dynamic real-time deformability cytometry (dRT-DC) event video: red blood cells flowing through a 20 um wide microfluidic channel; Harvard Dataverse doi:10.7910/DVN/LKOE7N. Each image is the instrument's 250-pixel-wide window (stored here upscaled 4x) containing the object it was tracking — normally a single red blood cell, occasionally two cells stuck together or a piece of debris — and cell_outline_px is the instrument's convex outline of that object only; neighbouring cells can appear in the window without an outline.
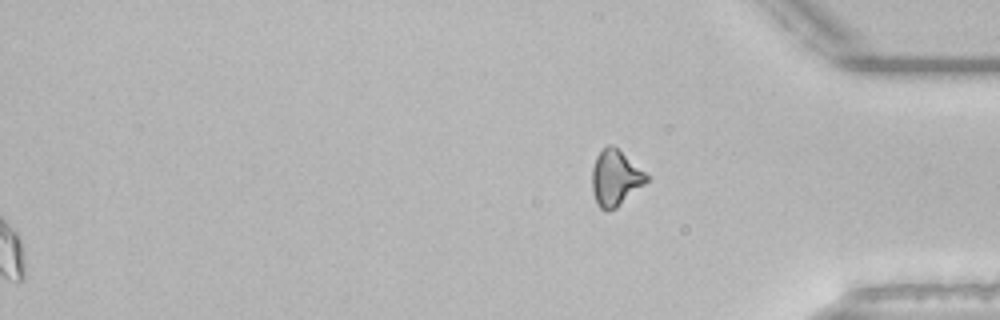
{"species": "common noctule bat (a hibernating species)", "species_latin": "Nyctalus noctula", "temperature_condition": "room temperature", "stored_images_in_passage": 53, "segment_of_instrument_passage": [2, 2], "camera_frame_rate_fps": 3000, "um_per_image_px": 0.085, "animal": {"sex": "male", "body_mass_g": 21.5, "forearm_length_mm": 52.0}, "frame": {"image": 1, "passage_image": 53, "time_ms": 17.333, "image_size_px": [1000, 320], "cell_outline_px": [[648, 180], [644, 184], [616, 208], [608, 212], [600, 208], [596, 204], [592, 192], [592, 168], [596, 156], [608, 144], [612, 144], [644, 172], [648, 176]], "centroid_in_image_um": [52.26, 15.16], "position_along_channel_um": 382.9, "area_um2": 17.46}}